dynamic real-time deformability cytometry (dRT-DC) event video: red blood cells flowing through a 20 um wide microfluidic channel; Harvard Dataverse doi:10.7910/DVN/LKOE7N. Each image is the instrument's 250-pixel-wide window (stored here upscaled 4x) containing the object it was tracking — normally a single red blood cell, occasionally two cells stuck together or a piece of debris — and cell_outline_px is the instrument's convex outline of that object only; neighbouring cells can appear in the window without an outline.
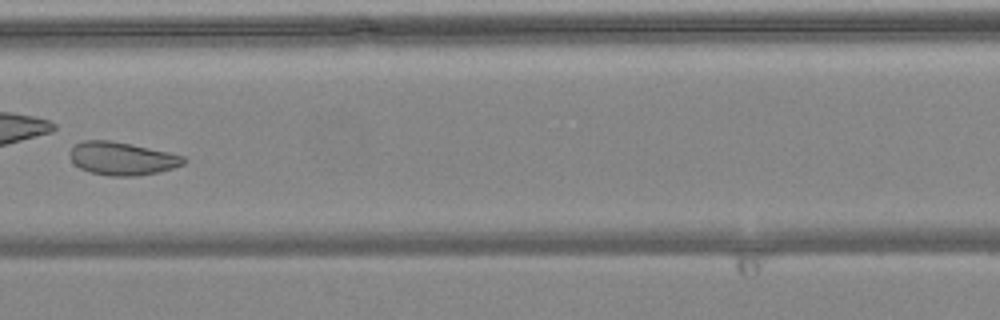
{"species": "common noctule bat (a hibernating species)", "species_latin": "Nyctalus noctula", "temperature_condition": "warm", "stored_images_in_passage": 7, "camera_frame_rate_fps": 3000, "um_per_image_px": 0.085, "animal": {"sex": "female", "body_mass_g": 24.6, "forearm_length_mm": 56.2}, "frame": {"image": 1, "passage_image": 6, "time_ms": 1.667, "image_size_px": [1000, 320], "cell_outline_px": [[188, 160], [184, 164], [160, 172], [136, 176], [108, 176], [92, 172], [80, 168], [72, 160], [72, 148], [76, 144], [84, 140], [112, 140], [168, 152], [184, 156]], "centroid_in_image_um": [10.43, 13.48], "position_along_channel_um": 197.0, "area_um2": 21.73}}
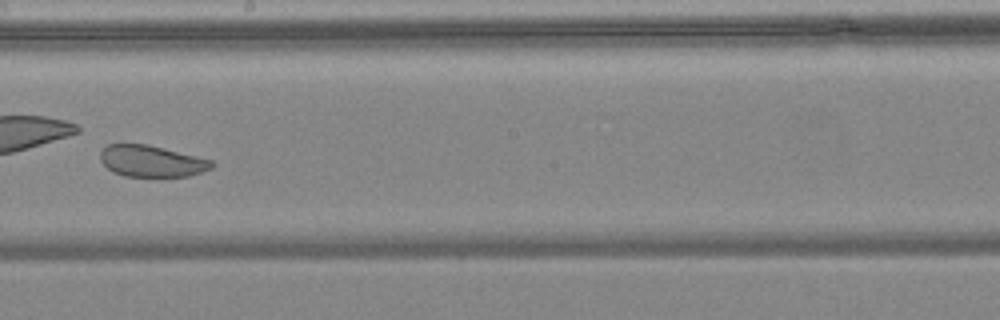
{"frame": {"image": 2, "passage_image": 7, "time_ms": 2.0, "image_size_px": [1000, 320], "cell_outline_px": [[216, 164], [212, 168], [188, 176], [124, 176], [112, 172], [100, 160], [100, 152], [108, 144], [144, 144], [196, 156], [212, 160]], "centroid_in_image_um": [12.87, 13.7], "position_along_channel_um": 235.3, "area_um2": 20.17}}